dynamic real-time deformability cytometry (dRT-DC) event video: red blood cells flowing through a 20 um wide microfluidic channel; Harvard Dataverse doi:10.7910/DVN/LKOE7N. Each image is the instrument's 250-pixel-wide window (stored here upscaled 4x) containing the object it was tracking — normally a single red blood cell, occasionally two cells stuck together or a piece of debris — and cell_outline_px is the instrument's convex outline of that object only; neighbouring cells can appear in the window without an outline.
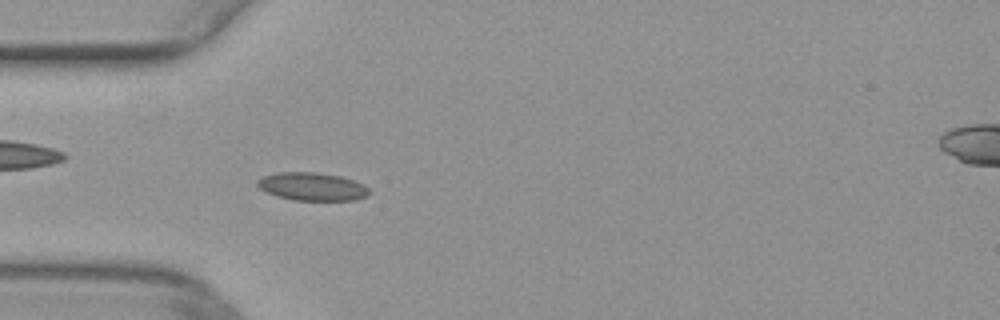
{"species": "common noctule bat (a hibernating species)", "species_latin": "Nyctalus noctula", "temperature_condition": "warm", "stored_images_in_passage": 42, "camera_frame_rate_fps": 3000, "um_per_image_px": 0.085, "animal": {"sex": "female", "body_mass_g": 29.2, "forearm_length_mm": 56.3}, "frame": {"image": 1, "passage_image": 15, "time_ms": 4.667, "image_size_px": [1000, 320], "cell_outline_px": [[372, 192], [368, 196], [356, 200], [292, 200], [276, 196], [264, 192], [256, 184], [256, 180], [264, 176], [276, 172], [316, 172], [340, 176], [364, 184]], "centroid_in_image_um": [26.53, 15.86], "position_along_channel_um": 58.5, "area_um2": 18.5}}
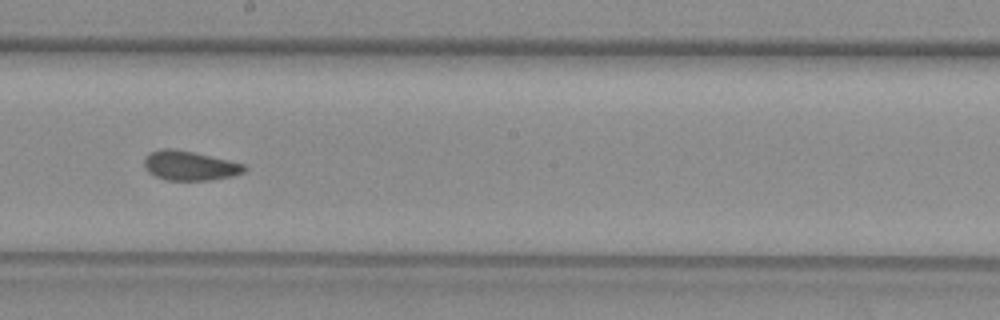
{"frame": {"image": 2, "passage_image": 28, "time_ms": 9.0, "image_size_px": [1000, 320], "cell_outline_px": [[248, 168], [244, 172], [232, 176], [212, 180], [164, 180], [148, 172], [144, 168], [144, 160], [148, 152], [164, 148], [172, 148], [192, 152], [228, 160], [244, 164]], "centroid_in_image_um": [16.1, 14.08], "position_along_channel_um": 232.1, "area_um2": 17.22}}
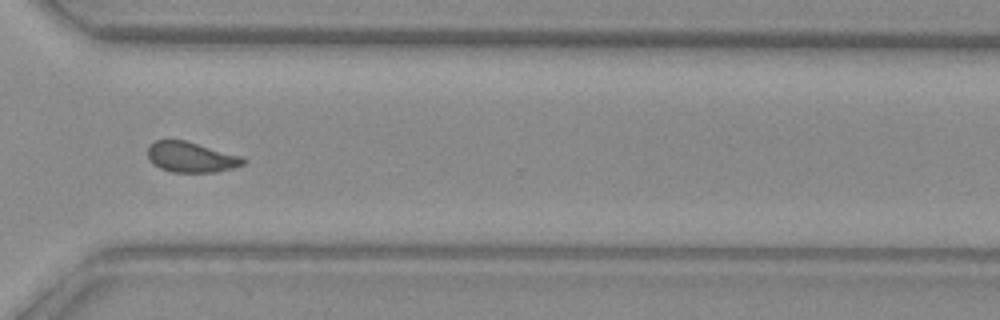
{"frame": {"image": 3, "passage_image": 37, "time_ms": 12.0, "image_size_px": [1000, 320], "cell_outline_px": [[244, 164], [232, 168], [216, 172], [172, 172], [160, 168], [152, 164], [148, 156], [148, 144], [156, 140], [184, 140], [240, 156], [244, 160]], "centroid_in_image_um": [16.18, 13.36], "position_along_channel_um": 354.4, "area_um2": 16.7}}